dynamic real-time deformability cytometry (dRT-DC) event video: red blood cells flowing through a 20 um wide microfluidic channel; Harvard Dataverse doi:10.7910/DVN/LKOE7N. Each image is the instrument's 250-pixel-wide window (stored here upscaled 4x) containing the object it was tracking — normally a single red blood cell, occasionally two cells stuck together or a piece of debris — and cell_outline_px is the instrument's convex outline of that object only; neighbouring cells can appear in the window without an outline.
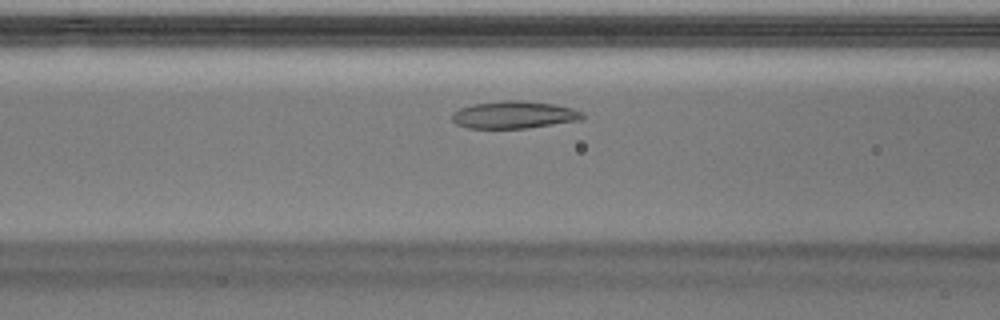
{"species": "Egyptian fruit bat (a non-hibernating species)", "species_latin": "Rousettus aegyptiacus", "temperature_condition": "warm", "stored_images_in_passage": 43, "camera_frame_rate_fps": 3000, "um_per_image_px": 0.085, "animal": {"sex": "male"}, "frame": {"image": 1, "passage_image": 13, "time_ms": 4.0, "image_size_px": [1000, 320], "cell_outline_px": [[584, 116], [580, 120], [528, 128], [468, 128], [456, 124], [452, 120], [452, 112], [460, 108], [472, 104], [500, 100], [520, 100], [552, 104], [572, 108], [584, 112]], "centroid_in_image_um": [43.67, 9.75], "position_along_channel_um": 122.9, "area_um2": 20.87}}
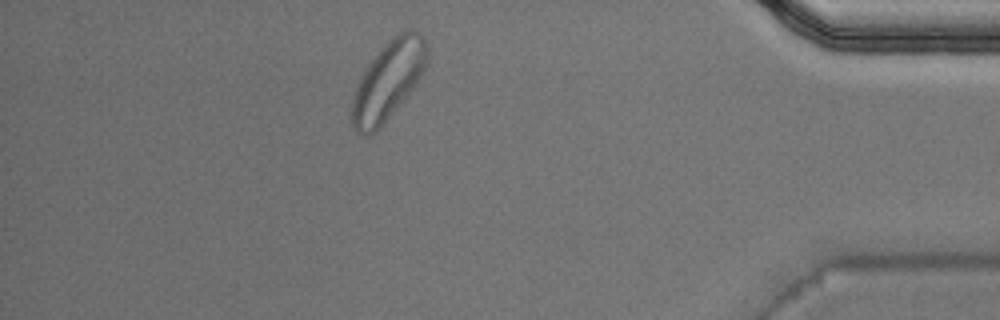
{"frame": {"image": 2, "passage_image": 37, "time_ms": 12.0, "image_size_px": [1000, 320], "cell_outline_px": [[428, 64], [420, 76], [408, 92], [380, 128], [376, 132], [368, 136], [356, 132], [352, 124], [352, 100], [356, 88], [368, 64], [380, 48], [392, 36], [404, 28], [412, 28], [420, 32], [424, 36], [428, 44]], "centroid_in_image_um": [33.03, 6.77], "position_along_channel_um": 402.2, "area_um2": 34.33}, "authors_computed_cell_mechanics": {"area_um2": 21.7906, "velocity_mm_per_s": 3.9935, "shape_relaxation_time_tau1_ms": 2.7491, "shape_relaxation_time_tau2_ms": 2.625, "deformation_change_tau1": 0.1296, "deformation_change_tau2": 0.1051}}